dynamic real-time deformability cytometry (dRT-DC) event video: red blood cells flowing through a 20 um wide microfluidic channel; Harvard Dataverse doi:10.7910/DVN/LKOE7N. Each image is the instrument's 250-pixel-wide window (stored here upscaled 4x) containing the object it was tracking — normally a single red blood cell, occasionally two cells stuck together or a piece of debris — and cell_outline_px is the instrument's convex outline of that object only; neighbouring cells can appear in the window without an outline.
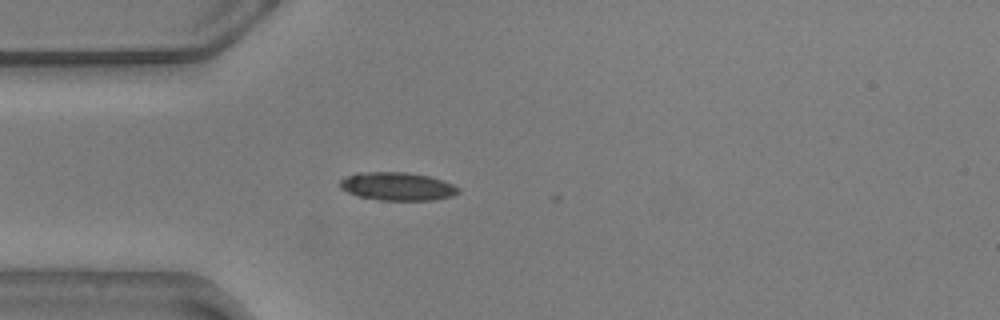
{"species": "common noctule bat (a hibernating species)", "species_latin": "Nyctalus noctula", "temperature_condition": "warm", "stored_images_in_passage": 30, "camera_frame_rate_fps": 3000, "um_per_image_px": 0.085, "animal": {"sex": "male", "body_mass_g": 20.5, "forearm_length_mm": 52.5}, "frame": {"image": 1, "passage_image": 1, "time_ms": 0.0, "image_size_px": [1000, 320], "cell_outline_px": [[460, 192], [452, 196], [432, 200], [380, 200], [360, 196], [348, 192], [340, 188], [340, 180], [344, 176], [356, 172], [404, 172], [428, 176], [444, 180], [460, 188]], "centroid_in_image_um": [33.77, 15.83], "position_along_channel_um": 51.2, "area_um2": 19.48}}
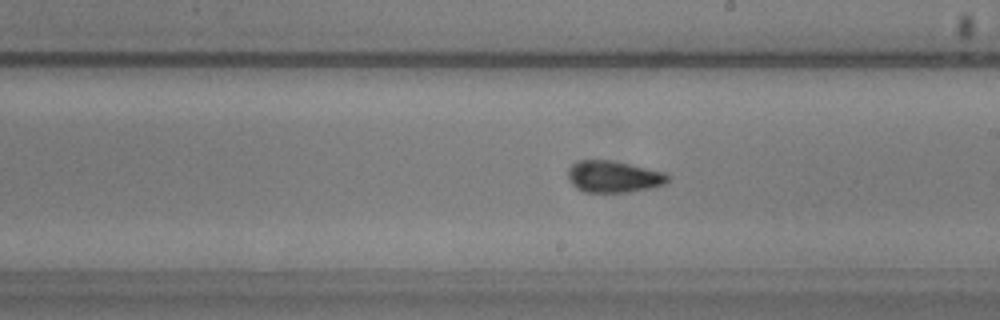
{"frame": {"image": 2, "passage_image": 17, "time_ms": 5.333, "image_size_px": [1000, 320], "cell_outline_px": [[668, 180], [664, 184], [632, 192], [584, 192], [576, 188], [568, 180], [568, 168], [572, 164], [580, 160], [608, 160], [628, 164], [664, 172], [668, 176]], "centroid_in_image_um": [52.1, 15.02], "position_along_channel_um": 236.9, "area_um2": 18.26}}